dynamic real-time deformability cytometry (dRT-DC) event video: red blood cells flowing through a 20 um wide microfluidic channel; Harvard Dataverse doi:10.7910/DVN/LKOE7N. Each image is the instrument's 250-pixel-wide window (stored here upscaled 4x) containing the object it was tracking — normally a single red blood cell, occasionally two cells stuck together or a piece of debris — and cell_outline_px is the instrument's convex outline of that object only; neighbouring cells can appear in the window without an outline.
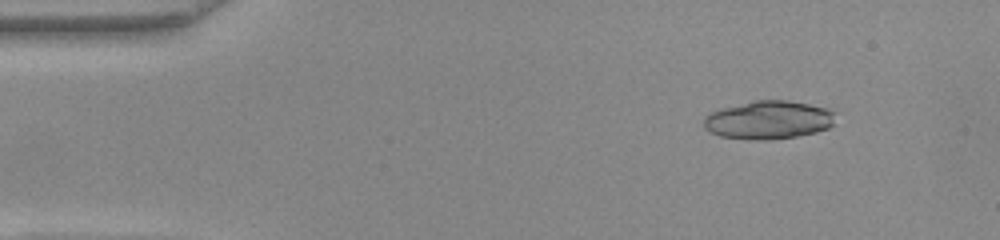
{"species": "common noctule bat (a hibernating species)", "species_latin": "Nyctalus noctula", "temperature_condition": "warm", "stored_images_in_passage": 51, "camera_frame_rate_fps": 3000, "um_per_image_px": 0.085, "animal": {"sex": "female", "body_mass_g": 22.0, "forearm_length_mm": 56.7}, "frame": {"image": 1, "passage_image": 6, "time_ms": 1.667, "image_size_px": [1000, 240], "cell_outline_px": [[832, 124], [828, 128], [816, 132], [796, 136], [768, 140], [748, 140], [720, 136], [704, 128], [704, 116], [720, 108], [752, 100], [788, 100], [828, 108], [832, 112]], "centroid_in_image_um": [65.27, 10.19], "position_along_channel_um": 19.7, "area_um2": 29.36}}